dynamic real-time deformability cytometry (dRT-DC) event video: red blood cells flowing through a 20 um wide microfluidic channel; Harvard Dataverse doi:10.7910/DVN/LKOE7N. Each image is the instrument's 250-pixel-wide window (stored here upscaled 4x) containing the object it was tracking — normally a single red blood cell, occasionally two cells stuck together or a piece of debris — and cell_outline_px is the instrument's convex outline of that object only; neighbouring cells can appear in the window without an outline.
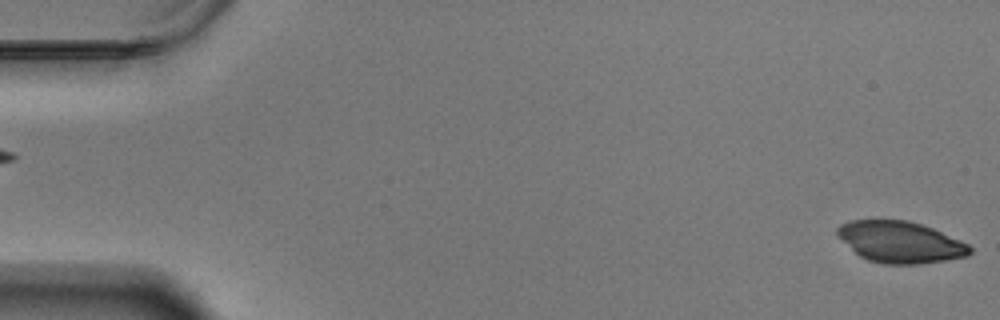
{"species": "Egyptian fruit bat (a non-hibernating species)", "species_latin": "Rousettus aegyptiacus", "temperature_condition": "warm", "stored_images_in_passage": 58, "camera_frame_rate_fps": 3000, "um_per_image_px": 0.085, "animal": {"sex": "male"}, "frame": {"image": 1, "passage_image": 1, "time_ms": 0.0, "image_size_px": [1000, 320], "cell_outline_px": [[972, 252], [968, 256], [944, 260], [916, 264], [884, 264], [868, 260], [860, 256], [836, 232], [836, 228], [840, 224], [852, 220], [908, 220], [932, 228], [960, 240], [968, 244], [972, 248]], "centroid_in_image_um": [76.55, 20.57], "position_along_channel_um": 8.4, "area_um2": 31.56}}
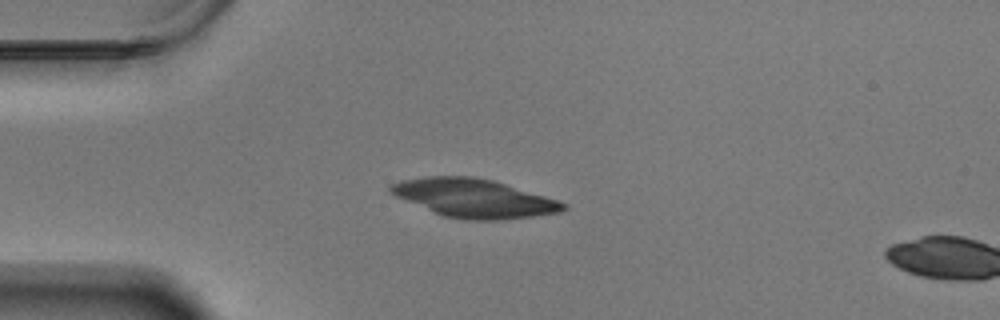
{"frame": {"image": 2, "passage_image": 15, "time_ms": 4.667, "image_size_px": [1000, 320], "cell_outline_px": [[568, 208], [560, 212], [532, 216], [500, 220], [464, 220], [444, 216], [396, 196], [388, 192], [388, 188], [392, 184], [400, 180], [428, 176], [472, 176], [492, 180], [544, 196], [568, 204]], "centroid_in_image_um": [40.27, 16.84], "position_along_channel_um": 44.7, "area_um2": 38.32}}